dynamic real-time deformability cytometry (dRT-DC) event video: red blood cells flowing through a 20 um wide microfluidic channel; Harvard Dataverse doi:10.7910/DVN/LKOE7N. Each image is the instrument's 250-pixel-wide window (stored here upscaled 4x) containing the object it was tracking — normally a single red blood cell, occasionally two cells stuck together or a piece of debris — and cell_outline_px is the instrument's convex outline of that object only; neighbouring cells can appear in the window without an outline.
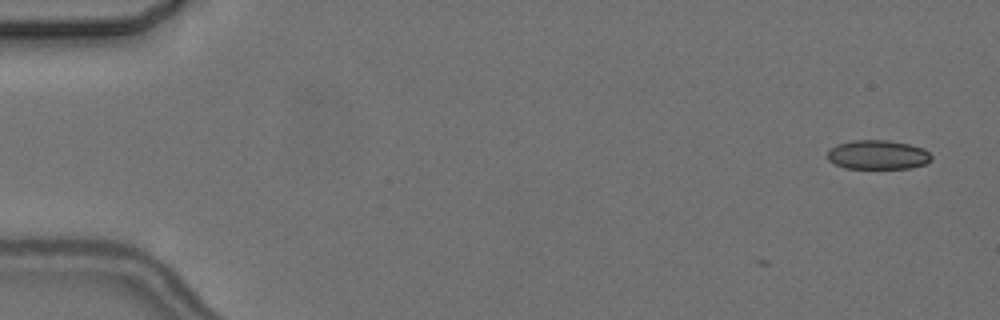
{"species": "common noctule bat (a hibernating species)", "species_latin": "Nyctalus noctula", "temperature_condition": "cold", "stored_images_in_passage": 2, "camera_frame_rate_fps": 3000, "um_per_image_px": 0.085, "animal": {"sex": "female", "body_mass_g": 24.6, "forearm_length_mm": 56.2}, "frame": {"image": 1, "passage_image": 2, "time_ms": 1.0, "image_size_px": [1000, 320], "cell_outline_px": [[932, 160], [924, 164], [908, 168], [844, 168], [828, 160], [828, 152], [836, 144], [852, 140], [888, 140], [908, 144], [924, 148], [932, 156]], "centroid_in_image_um": [74.62, 13.15], "position_along_channel_um": 10.4, "area_um2": 17.63}}